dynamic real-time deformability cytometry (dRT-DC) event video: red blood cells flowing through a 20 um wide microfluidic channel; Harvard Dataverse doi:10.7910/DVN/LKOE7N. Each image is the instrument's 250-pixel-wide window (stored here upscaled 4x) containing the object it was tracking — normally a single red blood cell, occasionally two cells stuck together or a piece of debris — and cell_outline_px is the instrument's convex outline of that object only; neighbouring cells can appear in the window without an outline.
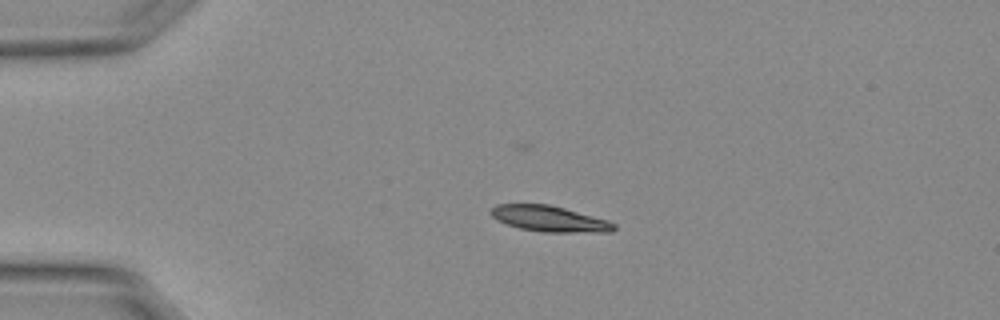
{"species": "Egyptian fruit bat (a non-hibernating species)", "species_latin": "Rousettus aegyptiacus", "temperature_condition": "warm", "stored_images_in_passage": 43, "camera_frame_rate_fps": 3000, "um_per_image_px": 0.085, "animal": {"sex": "female"}, "frame": {"image": 1, "passage_image": 1, "time_ms": 0.0, "image_size_px": [1000, 320], "cell_outline_px": [[616, 228], [612, 232], [544, 232], [520, 228], [508, 224], [492, 216], [488, 212], [496, 204], [548, 204], [564, 208], [608, 220], [616, 224]], "centroid_in_image_um": [46.73, 18.59], "position_along_channel_um": 38.3, "area_um2": 18.38}}
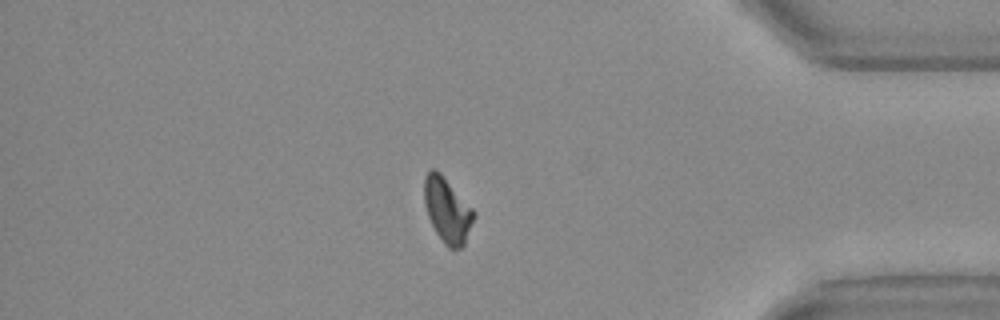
{"frame": {"image": 2, "passage_image": 35, "time_ms": 11.333, "image_size_px": [1000, 320], "cell_outline_px": [[476, 216], [464, 244], [460, 248], [448, 248], [444, 244], [436, 232], [428, 216], [424, 204], [424, 176], [432, 168], [436, 168], [440, 172], [476, 212]], "centroid_in_image_um": [38.02, 17.85], "position_along_channel_um": 397.2, "area_um2": 18.79}}
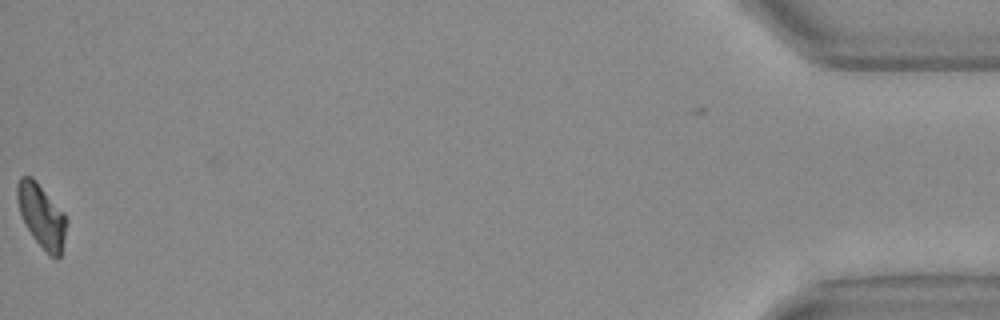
{"frame": {"image": 3, "passage_image": 43, "time_ms": 14.0, "image_size_px": [1000, 320], "cell_outline_px": [[68, 220], [60, 256], [56, 260], [48, 256], [32, 236], [24, 224], [20, 212], [16, 196], [16, 184], [20, 176], [32, 176], [36, 180], [64, 212]], "centroid_in_image_um": [3.53, 18.35], "position_along_channel_um": 431.7, "area_um2": 18.55}, "authors_computed_cell_mechanics": {"area_um2": 18.785, "velocity_mm_per_s": 3.7849, "shape_relaxation_time_tau1_ms": 6.5536, "shape_relaxation_time_tau2_ms": 7.5846, "deformation_change_tau1": 0.1718, "deformation_change_tau2": 0.1118}}